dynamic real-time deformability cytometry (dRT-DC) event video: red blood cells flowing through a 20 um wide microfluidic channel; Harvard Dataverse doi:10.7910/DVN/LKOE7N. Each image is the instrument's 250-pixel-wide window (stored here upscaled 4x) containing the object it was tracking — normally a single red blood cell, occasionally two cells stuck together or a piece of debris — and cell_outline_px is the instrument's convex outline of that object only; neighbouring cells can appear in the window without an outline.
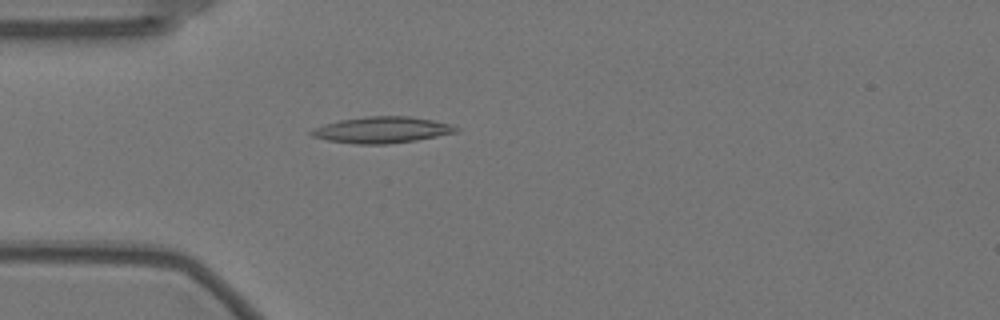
{"species": "Egyptian fruit bat (a non-hibernating species)", "species_latin": "Rousettus aegyptiacus", "temperature_condition": "warm", "stored_images_in_passage": 56, "camera_frame_rate_fps": 3000, "um_per_image_px": 0.085, "animal": {"sex": "female"}, "frame": {"image": 1, "passage_image": 15, "time_ms": 4.667, "image_size_px": [1000, 320], "cell_outline_px": [[460, 128], [456, 132], [416, 140], [388, 144], [356, 144], [328, 140], [312, 136], [308, 132], [312, 128], [324, 124], [340, 120], [364, 116], [408, 116], [432, 120], [452, 124]], "centroid_in_image_um": [32.44, 11.03], "position_along_channel_um": 52.6, "area_um2": 22.14}}
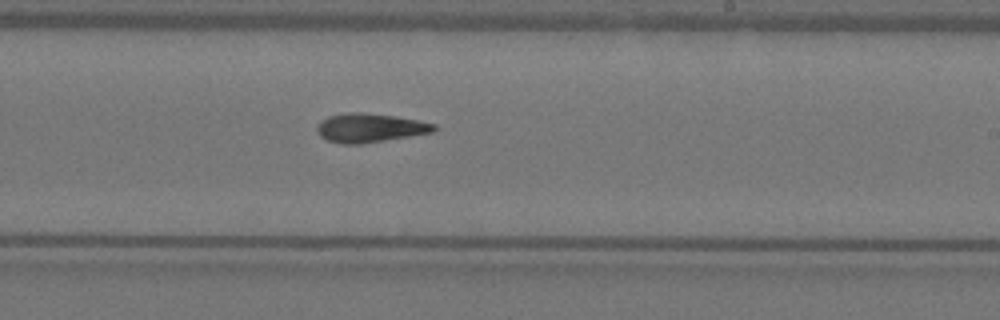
{"frame": {"image": 2, "passage_image": 33, "time_ms": 10.667, "image_size_px": [1000, 320], "cell_outline_px": [[436, 132], [360, 144], [340, 144], [328, 140], [320, 136], [316, 132], [316, 128], [320, 120], [328, 116], [348, 112], [360, 112], [396, 116], [420, 120], [436, 124]], "centroid_in_image_um": [31.44, 10.86], "position_along_channel_um": 257.6, "area_um2": 19.94}}
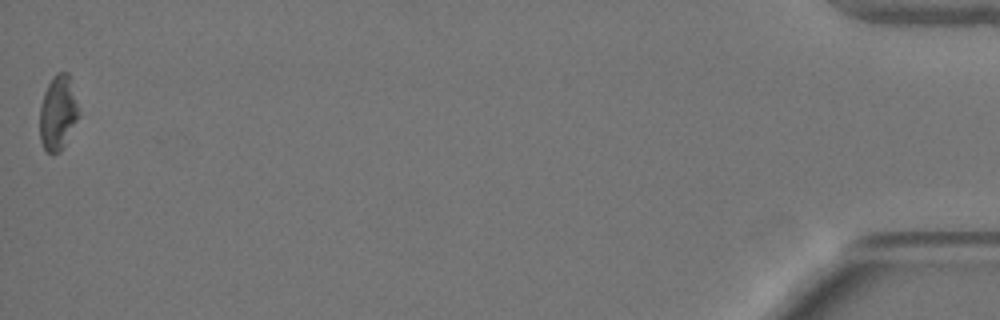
{"frame": {"image": 3, "passage_image": 56, "time_ms": 18.333, "image_size_px": [1000, 320], "cell_outline_px": [[80, 116], [64, 148], [60, 152], [52, 156], [44, 148], [40, 140], [40, 108], [44, 92], [52, 76], [56, 72], [68, 72], [72, 80], [80, 112]], "centroid_in_image_um": [4.96, 9.6], "position_along_channel_um": 430.2, "area_um2": 17.57}}